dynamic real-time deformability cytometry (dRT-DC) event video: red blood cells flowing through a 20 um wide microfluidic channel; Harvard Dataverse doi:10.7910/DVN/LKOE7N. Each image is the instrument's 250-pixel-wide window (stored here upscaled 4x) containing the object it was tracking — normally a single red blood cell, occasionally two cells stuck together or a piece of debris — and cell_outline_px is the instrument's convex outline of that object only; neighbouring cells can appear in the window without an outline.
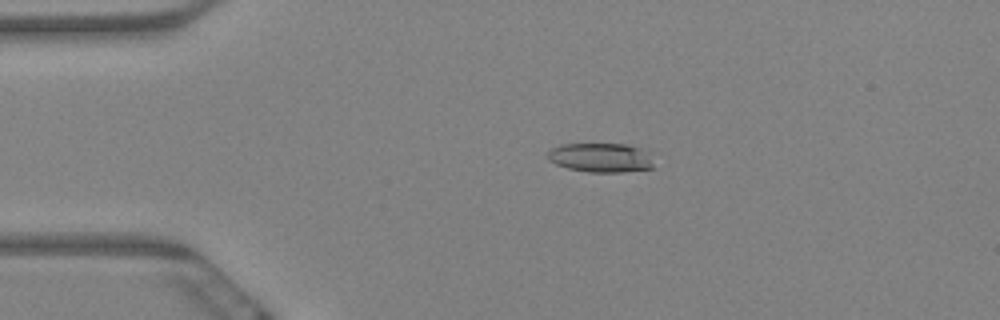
{"species": "Egyptian fruit bat (a non-hibernating species)", "species_latin": "Rousettus aegyptiacus", "temperature_condition": "warm", "stored_images_in_passage": 11, "camera_frame_rate_fps": 3000, "um_per_image_px": 0.085, "animal": {"sex": "female"}, "frame": {"image": 1, "passage_image": 4, "time_ms": 1.0, "image_size_px": [1000, 320], "cell_outline_px": [[652, 168], [624, 172], [588, 172], [568, 168], [556, 164], [548, 160], [548, 152], [552, 148], [560, 144], [628, 144], [640, 148], [648, 152], [652, 164]], "centroid_in_image_um": [51.05, 13.39], "position_along_channel_um": 34.0, "area_um2": 18.03}}
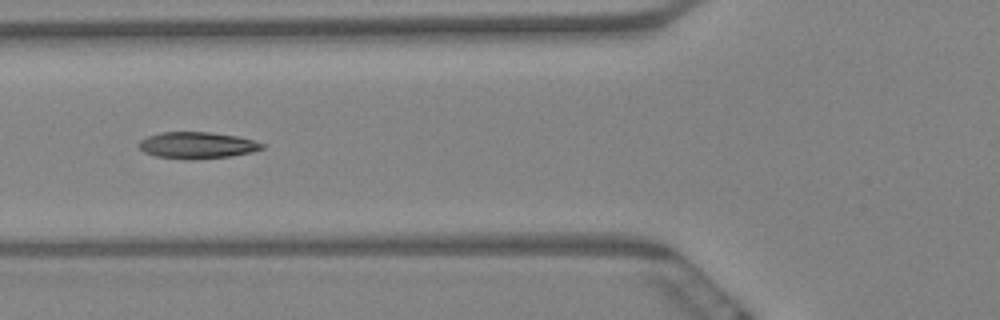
{"frame": {"image": 2, "passage_image": 7, "time_ms": 2.0, "image_size_px": [1000, 320], "cell_outline_px": [[264, 148], [252, 152], [232, 156], [192, 160], [156, 156], [144, 152], [136, 144], [140, 140], [148, 136], [160, 132], [208, 132], [236, 136], [252, 140], [264, 144]], "centroid_in_image_um": [16.73, 12.35], "position_along_channel_um": 109.1, "area_um2": 19.07}}
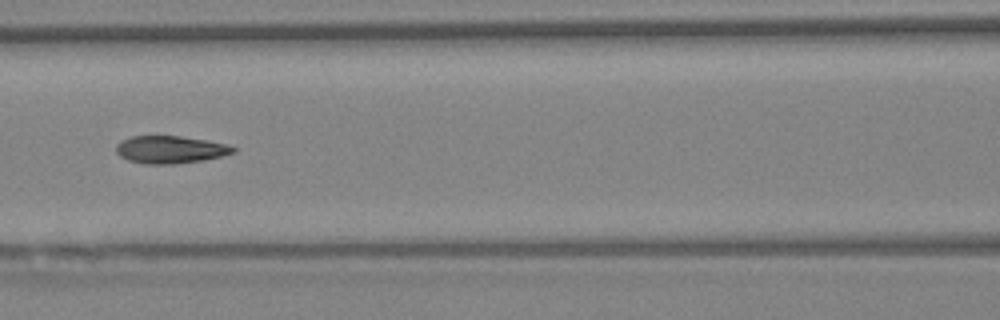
{"frame": {"image": 3, "passage_image": 8, "time_ms": 2.333, "image_size_px": [1000, 320], "cell_outline_px": [[236, 152], [204, 160], [176, 164], [144, 164], [128, 160], [120, 156], [116, 152], [116, 144], [120, 140], [132, 136], [180, 136], [228, 144], [236, 148]], "centroid_in_image_um": [14.45, 12.72], "position_along_channel_um": 152.1, "area_um2": 18.84}}